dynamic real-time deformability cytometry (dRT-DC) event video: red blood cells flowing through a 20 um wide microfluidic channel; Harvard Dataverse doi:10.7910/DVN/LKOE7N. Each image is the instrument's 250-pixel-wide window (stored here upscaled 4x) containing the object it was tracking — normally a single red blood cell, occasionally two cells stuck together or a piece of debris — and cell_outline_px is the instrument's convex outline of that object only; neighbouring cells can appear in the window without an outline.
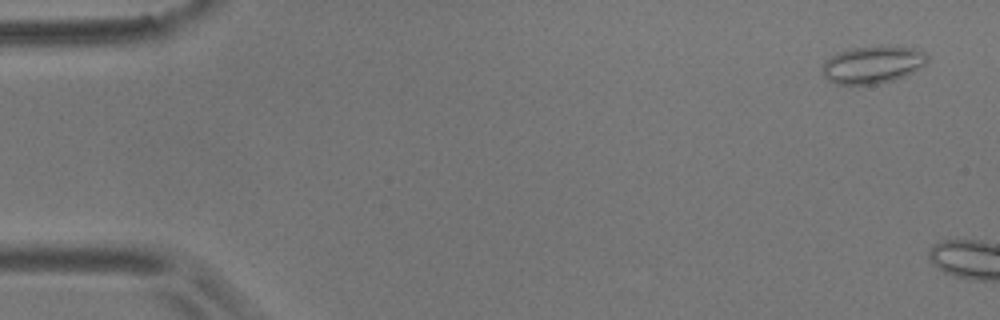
{"species": "common noctule bat (a hibernating species)", "species_latin": "Nyctalus noctula", "temperature_condition": "room temperature", "stored_images_in_passage": 7, "camera_frame_rate_fps": 3000, "um_per_image_px": 0.085, "animal": {"sex": "male", "body_mass_g": 17.9}, "frame": {"image": 1, "passage_image": 3, "time_ms": 0.667, "image_size_px": [1000, 320], "cell_outline_px": [[928, 60], [924, 64], [912, 72], [904, 76], [892, 80], [876, 84], [836, 84], [828, 80], [824, 76], [824, 60], [836, 52], [852, 48], [880, 44], [912, 48], [924, 52], [928, 56]], "centroid_in_image_um": [74.16, 5.46], "position_along_channel_um": 10.8, "area_um2": 23.0}}